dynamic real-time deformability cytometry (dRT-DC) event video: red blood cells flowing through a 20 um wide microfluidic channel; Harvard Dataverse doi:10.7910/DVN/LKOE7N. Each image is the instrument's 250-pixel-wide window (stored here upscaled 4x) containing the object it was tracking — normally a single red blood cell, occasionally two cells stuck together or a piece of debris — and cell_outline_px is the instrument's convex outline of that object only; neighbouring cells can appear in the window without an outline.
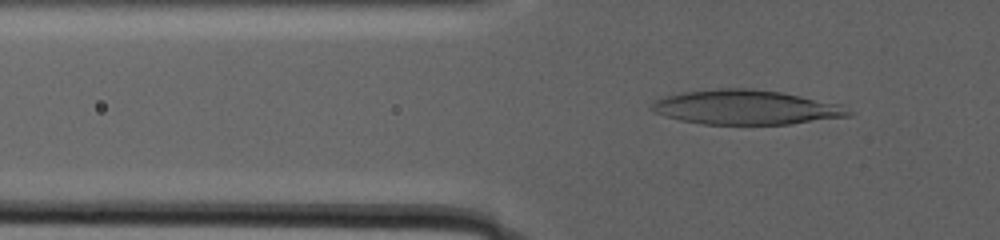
{"species": "human", "species_latin": "Homo sapiens", "temperature_condition": "warm", "stored_images_in_passage": 78, "camera_frame_rate_fps": 3000, "um_per_image_px": 0.085, "donor": {"sex": "male"}, "frame": {"image": 1, "passage_image": 41, "time_ms": 12.0, "image_size_px": [1000, 240], "cell_outline_px": [[852, 112], [848, 116], [788, 124], [704, 124], [680, 120], [664, 116], [652, 112], [648, 108], [656, 100], [668, 96], [684, 92], [720, 88], [748, 88], [780, 92], [840, 104]], "centroid_in_image_um": [63.36, 9.12], "position_along_channel_um": 62.4, "area_um2": 39.19}}
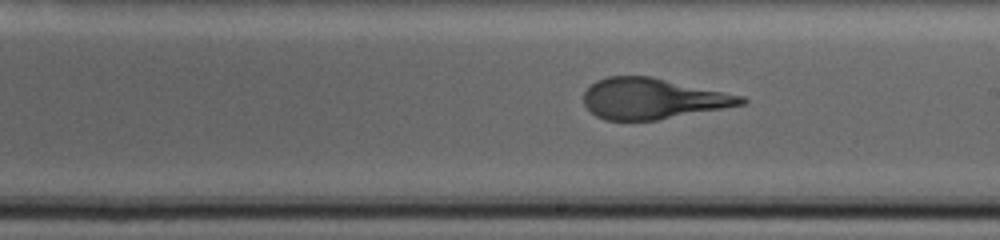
{"frame": {"image": 2, "passage_image": 61, "time_ms": 20.333, "image_size_px": [1000, 240], "cell_outline_px": [[748, 100], [744, 104], [656, 120], [604, 120], [596, 116], [584, 104], [584, 92], [596, 80], [608, 76], [652, 76], [744, 96]], "centroid_in_image_um": [55.46, 8.37], "position_along_channel_um": 233.5, "area_um2": 37.22}}
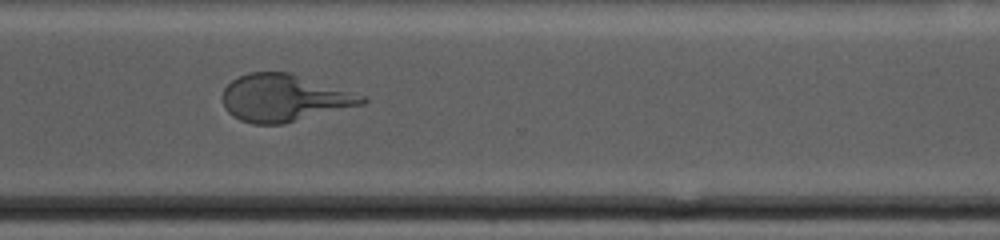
{"frame": {"image": 3, "passage_image": 77, "time_ms": 25.333, "image_size_px": [1000, 240], "cell_outline_px": [[368, 100], [364, 104], [284, 124], [252, 124], [240, 120], [232, 116], [224, 108], [220, 96], [224, 88], [232, 80], [248, 72], [288, 72], [364, 96]], "centroid_in_image_um": [24.08, 8.34], "position_along_channel_um": 346.5, "area_um2": 38.26}}